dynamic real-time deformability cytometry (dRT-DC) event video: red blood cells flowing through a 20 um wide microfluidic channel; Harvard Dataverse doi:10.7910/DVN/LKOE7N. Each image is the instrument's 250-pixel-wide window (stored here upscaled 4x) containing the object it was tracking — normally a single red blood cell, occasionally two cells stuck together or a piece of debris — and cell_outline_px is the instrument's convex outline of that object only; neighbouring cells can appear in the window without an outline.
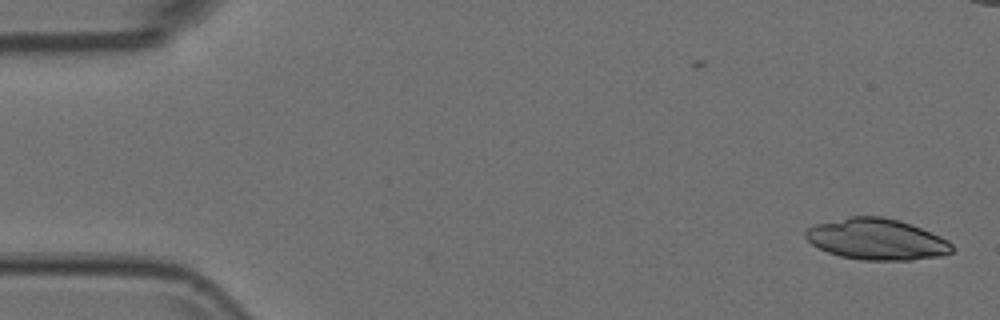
{"species": "Egyptian fruit bat (a non-hibernating species)", "species_latin": "Rousettus aegyptiacus", "temperature_condition": "room temperature", "stored_images_in_passage": 54, "camera_frame_rate_fps": 3000, "um_per_image_px": 0.085, "animal": {"sex": "female"}, "frame": {"image": 1, "passage_image": 2, "time_ms": 0.333, "image_size_px": [1000, 320], "cell_outline_px": [[956, 248], [952, 252], [940, 256], [912, 260], [860, 260], [840, 256], [828, 252], [812, 244], [804, 236], [804, 232], [808, 228], [816, 224], [852, 216], [880, 216], [900, 220], [940, 236], [948, 240]], "centroid_in_image_um": [74.54, 20.34], "position_along_channel_um": 10.5, "area_um2": 35.08}}
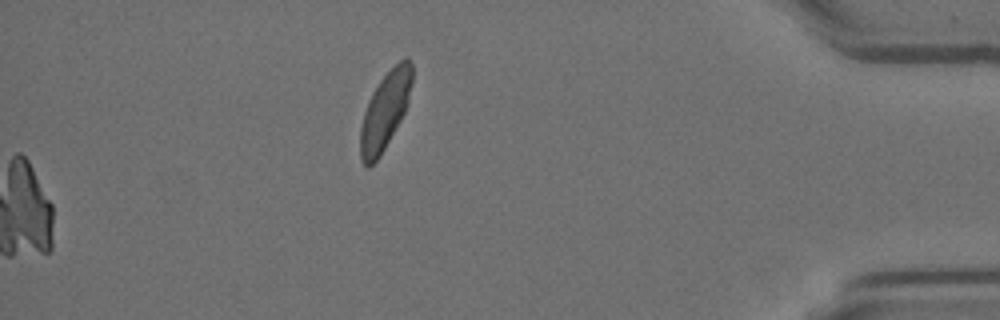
{"frame": {"image": 2, "passage_image": 54, "time_ms": 17.667, "image_size_px": [1000, 320], "cell_outline_px": [[412, 80], [408, 104], [400, 120], [380, 156], [368, 168], [360, 160], [360, 128], [364, 112], [368, 100], [372, 92], [380, 80], [404, 56], [408, 56], [412, 64]], "centroid_in_image_um": [32.72, 9.41], "position_along_channel_um": 402.5, "area_um2": 23.18}}